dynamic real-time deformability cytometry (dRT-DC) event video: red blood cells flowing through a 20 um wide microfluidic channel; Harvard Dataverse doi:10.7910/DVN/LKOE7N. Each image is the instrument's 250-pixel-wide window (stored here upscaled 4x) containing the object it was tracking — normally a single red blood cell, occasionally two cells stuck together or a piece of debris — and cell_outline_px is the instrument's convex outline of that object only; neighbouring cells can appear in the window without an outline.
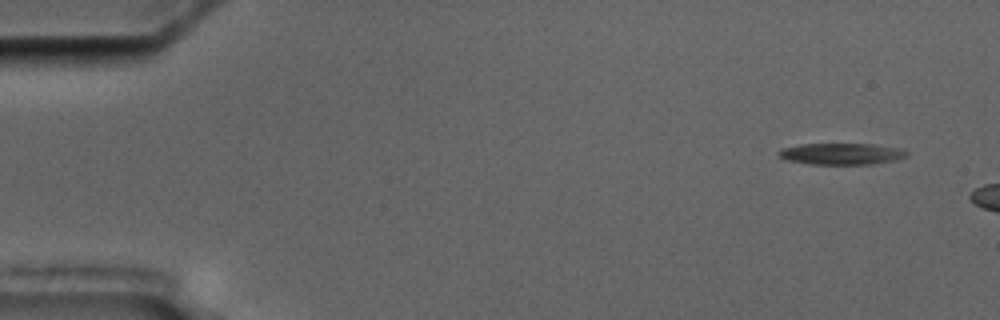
{"species": "common noctule bat (a hibernating species)", "species_latin": "Nyctalus noctula", "temperature_condition": "cold", "stored_images_in_passage": 2, "camera_frame_rate_fps": 3000, "um_per_image_px": 0.085, "animal": {"sex": "male", "body_mass_g": 17.5, "forearm_length_mm": 52.3}, "frame": {"image": 1, "passage_image": 1, "time_ms": 0.0, "image_size_px": [1000, 320], "cell_outline_px": [[908, 156], [896, 160], [872, 164], [808, 164], [788, 160], [780, 156], [776, 152], [780, 148], [800, 144], [872, 144], [896, 148], [908, 152]], "centroid_in_image_um": [71.49, 13.08], "position_along_channel_um": 13.5, "area_um2": 15.95}}